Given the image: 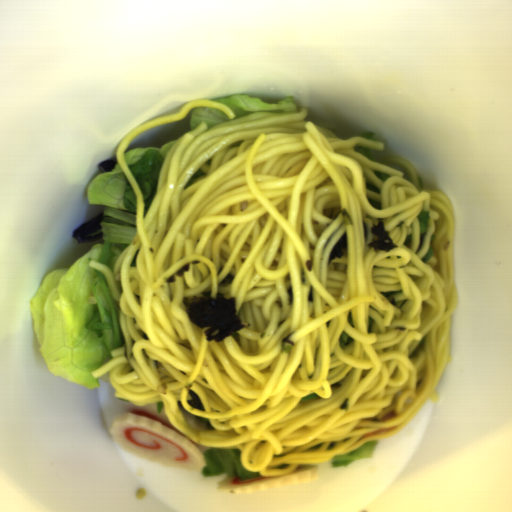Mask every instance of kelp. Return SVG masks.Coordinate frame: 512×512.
Segmentation results:
<instances>
[{"instance_id": "1", "label": "kelp", "mask_w": 512, "mask_h": 512, "mask_svg": "<svg viewBox=\"0 0 512 512\" xmlns=\"http://www.w3.org/2000/svg\"><path fill=\"white\" fill-rule=\"evenodd\" d=\"M104 219L110 218L109 216H105L104 212H101L83 222L75 230L72 231L73 239H76L79 245L103 240V237L106 236L105 233L102 232V222Z\"/></svg>"}, {"instance_id": "2", "label": "kelp", "mask_w": 512, "mask_h": 512, "mask_svg": "<svg viewBox=\"0 0 512 512\" xmlns=\"http://www.w3.org/2000/svg\"><path fill=\"white\" fill-rule=\"evenodd\" d=\"M117 156L116 157H111V158H108V159H105L103 161H100L98 162V165L97 167L104 173L106 171H112V170H115L116 167H117Z\"/></svg>"}]
</instances>
